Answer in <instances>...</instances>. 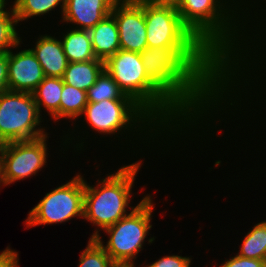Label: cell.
<instances>
[{"label":"cell","mask_w":266,"mask_h":267,"mask_svg":"<svg viewBox=\"0 0 266 267\" xmlns=\"http://www.w3.org/2000/svg\"><path fill=\"white\" fill-rule=\"evenodd\" d=\"M237 255L244 258L264 260L266 262V220L257 223L247 233Z\"/></svg>","instance_id":"20"},{"label":"cell","mask_w":266,"mask_h":267,"mask_svg":"<svg viewBox=\"0 0 266 267\" xmlns=\"http://www.w3.org/2000/svg\"><path fill=\"white\" fill-rule=\"evenodd\" d=\"M146 1L156 6L171 7L177 10L183 3V0H146Z\"/></svg>","instance_id":"29"},{"label":"cell","mask_w":266,"mask_h":267,"mask_svg":"<svg viewBox=\"0 0 266 267\" xmlns=\"http://www.w3.org/2000/svg\"><path fill=\"white\" fill-rule=\"evenodd\" d=\"M6 3L0 6V52H9L11 48H17L22 40L16 30L18 22L14 9L12 7L7 10Z\"/></svg>","instance_id":"23"},{"label":"cell","mask_w":266,"mask_h":267,"mask_svg":"<svg viewBox=\"0 0 266 267\" xmlns=\"http://www.w3.org/2000/svg\"><path fill=\"white\" fill-rule=\"evenodd\" d=\"M104 69L126 96L138 103L160 128L164 127L162 131L177 132V128L182 131L183 126L190 128L193 121L147 76L139 52L120 49L104 62Z\"/></svg>","instance_id":"3"},{"label":"cell","mask_w":266,"mask_h":267,"mask_svg":"<svg viewBox=\"0 0 266 267\" xmlns=\"http://www.w3.org/2000/svg\"><path fill=\"white\" fill-rule=\"evenodd\" d=\"M137 1L144 8L147 48H206L183 24L177 9Z\"/></svg>","instance_id":"9"},{"label":"cell","mask_w":266,"mask_h":267,"mask_svg":"<svg viewBox=\"0 0 266 267\" xmlns=\"http://www.w3.org/2000/svg\"><path fill=\"white\" fill-rule=\"evenodd\" d=\"M191 258L179 255H168L148 264L147 267H190Z\"/></svg>","instance_id":"25"},{"label":"cell","mask_w":266,"mask_h":267,"mask_svg":"<svg viewBox=\"0 0 266 267\" xmlns=\"http://www.w3.org/2000/svg\"><path fill=\"white\" fill-rule=\"evenodd\" d=\"M88 31L92 49L97 59L105 62L120 50L118 27L112 14Z\"/></svg>","instance_id":"15"},{"label":"cell","mask_w":266,"mask_h":267,"mask_svg":"<svg viewBox=\"0 0 266 267\" xmlns=\"http://www.w3.org/2000/svg\"><path fill=\"white\" fill-rule=\"evenodd\" d=\"M140 54L147 76L195 124L224 103L223 94L230 96L228 69L207 48L151 47Z\"/></svg>","instance_id":"1"},{"label":"cell","mask_w":266,"mask_h":267,"mask_svg":"<svg viewBox=\"0 0 266 267\" xmlns=\"http://www.w3.org/2000/svg\"><path fill=\"white\" fill-rule=\"evenodd\" d=\"M141 161L125 165L98 184L90 186L84 180V216L88 222L97 225L101 230L114 225L128 215L131 189L135 176L141 168Z\"/></svg>","instance_id":"4"},{"label":"cell","mask_w":266,"mask_h":267,"mask_svg":"<svg viewBox=\"0 0 266 267\" xmlns=\"http://www.w3.org/2000/svg\"><path fill=\"white\" fill-rule=\"evenodd\" d=\"M103 70L104 62L100 59L68 63L62 79L65 84L87 92Z\"/></svg>","instance_id":"17"},{"label":"cell","mask_w":266,"mask_h":267,"mask_svg":"<svg viewBox=\"0 0 266 267\" xmlns=\"http://www.w3.org/2000/svg\"><path fill=\"white\" fill-rule=\"evenodd\" d=\"M226 260L220 267H266L264 260L244 258L237 254L234 257H230L229 260Z\"/></svg>","instance_id":"26"},{"label":"cell","mask_w":266,"mask_h":267,"mask_svg":"<svg viewBox=\"0 0 266 267\" xmlns=\"http://www.w3.org/2000/svg\"><path fill=\"white\" fill-rule=\"evenodd\" d=\"M63 84L62 78L45 76L32 92L40 114L42 112L41 109L45 108L55 121L60 119V100Z\"/></svg>","instance_id":"16"},{"label":"cell","mask_w":266,"mask_h":267,"mask_svg":"<svg viewBox=\"0 0 266 267\" xmlns=\"http://www.w3.org/2000/svg\"><path fill=\"white\" fill-rule=\"evenodd\" d=\"M35 44L31 51L40 63L44 75L62 78L69 62L63 51L61 41L45 34L39 36Z\"/></svg>","instance_id":"14"},{"label":"cell","mask_w":266,"mask_h":267,"mask_svg":"<svg viewBox=\"0 0 266 267\" xmlns=\"http://www.w3.org/2000/svg\"><path fill=\"white\" fill-rule=\"evenodd\" d=\"M132 99L126 96L113 80L112 76L104 69L96 82L87 91L88 102H101L103 100Z\"/></svg>","instance_id":"21"},{"label":"cell","mask_w":266,"mask_h":267,"mask_svg":"<svg viewBox=\"0 0 266 267\" xmlns=\"http://www.w3.org/2000/svg\"><path fill=\"white\" fill-rule=\"evenodd\" d=\"M47 137L0 144L1 180L4 186L41 171L47 163Z\"/></svg>","instance_id":"10"},{"label":"cell","mask_w":266,"mask_h":267,"mask_svg":"<svg viewBox=\"0 0 266 267\" xmlns=\"http://www.w3.org/2000/svg\"><path fill=\"white\" fill-rule=\"evenodd\" d=\"M226 1L183 0L177 11L183 24L228 69V82H230L228 86H230V84L236 83L234 80L237 79V71L238 76H241L239 71L241 72L242 68L239 63L246 59H242V55L243 57L246 56L241 54L243 48L240 49L241 47L238 44L242 42L238 41V37H240L238 31L241 32L239 26H236L238 23L235 17L238 14L237 11L232 10V6L235 4L227 6L229 0ZM238 49L240 55L237 52Z\"/></svg>","instance_id":"2"},{"label":"cell","mask_w":266,"mask_h":267,"mask_svg":"<svg viewBox=\"0 0 266 267\" xmlns=\"http://www.w3.org/2000/svg\"><path fill=\"white\" fill-rule=\"evenodd\" d=\"M0 185L2 186V180H1V161H0Z\"/></svg>","instance_id":"31"},{"label":"cell","mask_w":266,"mask_h":267,"mask_svg":"<svg viewBox=\"0 0 266 267\" xmlns=\"http://www.w3.org/2000/svg\"><path fill=\"white\" fill-rule=\"evenodd\" d=\"M115 263L106 253L102 245L95 239L90 238L88 245L81 252L79 267H114Z\"/></svg>","instance_id":"24"},{"label":"cell","mask_w":266,"mask_h":267,"mask_svg":"<svg viewBox=\"0 0 266 267\" xmlns=\"http://www.w3.org/2000/svg\"><path fill=\"white\" fill-rule=\"evenodd\" d=\"M117 0H65L62 22L75 25V29L90 30L111 14Z\"/></svg>","instance_id":"13"},{"label":"cell","mask_w":266,"mask_h":267,"mask_svg":"<svg viewBox=\"0 0 266 267\" xmlns=\"http://www.w3.org/2000/svg\"><path fill=\"white\" fill-rule=\"evenodd\" d=\"M18 252L7 247L0 254V267H19Z\"/></svg>","instance_id":"28"},{"label":"cell","mask_w":266,"mask_h":267,"mask_svg":"<svg viewBox=\"0 0 266 267\" xmlns=\"http://www.w3.org/2000/svg\"><path fill=\"white\" fill-rule=\"evenodd\" d=\"M88 104L87 92L68 84H63L60 100V119H76L82 116Z\"/></svg>","instance_id":"19"},{"label":"cell","mask_w":266,"mask_h":267,"mask_svg":"<svg viewBox=\"0 0 266 267\" xmlns=\"http://www.w3.org/2000/svg\"><path fill=\"white\" fill-rule=\"evenodd\" d=\"M84 177L80 174L47 193L29 212L27 227L56 224L84 216Z\"/></svg>","instance_id":"8"},{"label":"cell","mask_w":266,"mask_h":267,"mask_svg":"<svg viewBox=\"0 0 266 267\" xmlns=\"http://www.w3.org/2000/svg\"><path fill=\"white\" fill-rule=\"evenodd\" d=\"M83 115L85 116L86 123H88L93 130L104 135H115V133L117 134V132L119 133L123 129L125 132L127 128L128 130H133L134 126L135 128L139 127L138 129L141 132L143 130L145 131V129L150 126L149 129L151 128L152 131L149 130V132H151V135H153V130H155L157 134H160L157 132V129L162 130V128L158 127L159 124L133 99L88 102L82 113V116ZM140 123L144 124L141 126ZM142 127L144 129H142Z\"/></svg>","instance_id":"7"},{"label":"cell","mask_w":266,"mask_h":267,"mask_svg":"<svg viewBox=\"0 0 266 267\" xmlns=\"http://www.w3.org/2000/svg\"><path fill=\"white\" fill-rule=\"evenodd\" d=\"M40 116L32 93L8 90L0 94V144L48 135L40 126Z\"/></svg>","instance_id":"6"},{"label":"cell","mask_w":266,"mask_h":267,"mask_svg":"<svg viewBox=\"0 0 266 267\" xmlns=\"http://www.w3.org/2000/svg\"><path fill=\"white\" fill-rule=\"evenodd\" d=\"M114 267H132V264H130V265L115 264Z\"/></svg>","instance_id":"30"},{"label":"cell","mask_w":266,"mask_h":267,"mask_svg":"<svg viewBox=\"0 0 266 267\" xmlns=\"http://www.w3.org/2000/svg\"><path fill=\"white\" fill-rule=\"evenodd\" d=\"M63 51L69 63L84 62L97 59L92 49L88 30L71 28L60 39Z\"/></svg>","instance_id":"18"},{"label":"cell","mask_w":266,"mask_h":267,"mask_svg":"<svg viewBox=\"0 0 266 267\" xmlns=\"http://www.w3.org/2000/svg\"><path fill=\"white\" fill-rule=\"evenodd\" d=\"M62 3V5H61ZM61 6L62 16L65 10V0H15L13 3L17 22L28 20L30 17L46 15L57 6Z\"/></svg>","instance_id":"22"},{"label":"cell","mask_w":266,"mask_h":267,"mask_svg":"<svg viewBox=\"0 0 266 267\" xmlns=\"http://www.w3.org/2000/svg\"><path fill=\"white\" fill-rule=\"evenodd\" d=\"M8 90V52H0V94Z\"/></svg>","instance_id":"27"},{"label":"cell","mask_w":266,"mask_h":267,"mask_svg":"<svg viewBox=\"0 0 266 267\" xmlns=\"http://www.w3.org/2000/svg\"><path fill=\"white\" fill-rule=\"evenodd\" d=\"M111 14L119 33L120 49L143 52L147 48L144 8L137 0H117Z\"/></svg>","instance_id":"11"},{"label":"cell","mask_w":266,"mask_h":267,"mask_svg":"<svg viewBox=\"0 0 266 267\" xmlns=\"http://www.w3.org/2000/svg\"><path fill=\"white\" fill-rule=\"evenodd\" d=\"M44 78L43 69L30 48L8 52L9 90L32 93Z\"/></svg>","instance_id":"12"},{"label":"cell","mask_w":266,"mask_h":267,"mask_svg":"<svg viewBox=\"0 0 266 267\" xmlns=\"http://www.w3.org/2000/svg\"><path fill=\"white\" fill-rule=\"evenodd\" d=\"M151 198L150 195L144 196L135 207L130 206L131 211L128 215L104 229L109 236L106 246L99 234L101 230L96 228L90 236L102 245L115 264H135L133 259L137 258L136 255L143 248L145 238L152 228L150 223L155 206Z\"/></svg>","instance_id":"5"},{"label":"cell","mask_w":266,"mask_h":267,"mask_svg":"<svg viewBox=\"0 0 266 267\" xmlns=\"http://www.w3.org/2000/svg\"><path fill=\"white\" fill-rule=\"evenodd\" d=\"M5 2H6L5 0H0V6Z\"/></svg>","instance_id":"32"}]
</instances>
